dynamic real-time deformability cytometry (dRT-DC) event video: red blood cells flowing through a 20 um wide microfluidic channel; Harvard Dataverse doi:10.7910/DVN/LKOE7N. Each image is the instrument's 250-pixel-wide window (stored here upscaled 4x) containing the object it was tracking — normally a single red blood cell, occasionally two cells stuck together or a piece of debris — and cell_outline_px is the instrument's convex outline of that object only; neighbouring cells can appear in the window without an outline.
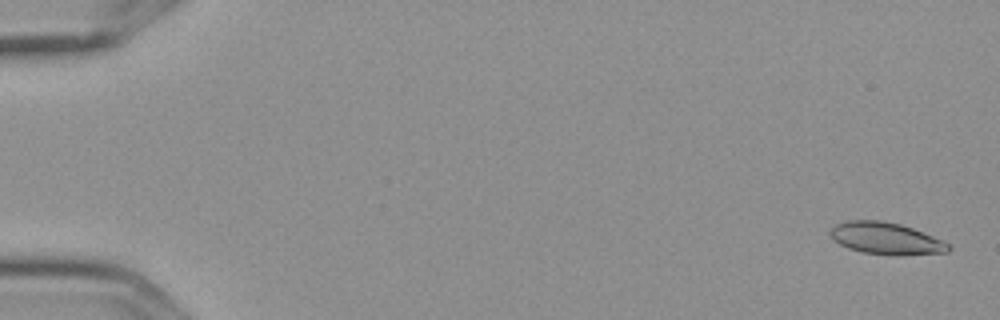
{"species": "Egyptian fruit bat (a non-hibernating species)", "species_latin": "Rousettus aegyptiacus", "temperature_condition": "cold", "stored_images_in_passage": 7, "camera_frame_rate_fps": 3000, "um_per_image_px": 0.085, "frame": {"image": 1, "passage_image": 1, "time_ms": 0.0, "image_size_px": [1000, 320], "cell_outline_px": [[952, 248], [948, 252], [904, 256], [896, 256], [864, 252], [848, 248], [832, 240], [832, 228], [836, 224], [844, 220], [880, 220], [900, 224], [912, 228], [944, 240]], "centroid_in_image_um": [75.35, 20.28], "position_along_channel_um": 9.7, "area_um2": 22.14}}
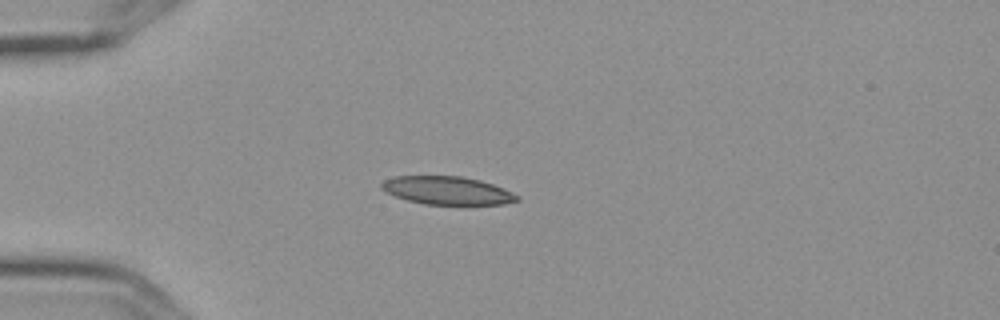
{"frame": {"image": 2, "passage_image": 5, "time_ms": 1.333, "image_size_px": [1000, 320], "cell_outline_px": [[520, 200], [504, 204], [424, 204], [408, 200], [396, 196], [380, 188], [380, 184], [384, 180], [392, 176], [460, 176], [480, 180], [504, 188], [520, 196]], "centroid_in_image_um": [38.03, 16.18], "position_along_channel_um": 47.0, "area_um2": 22.14}}
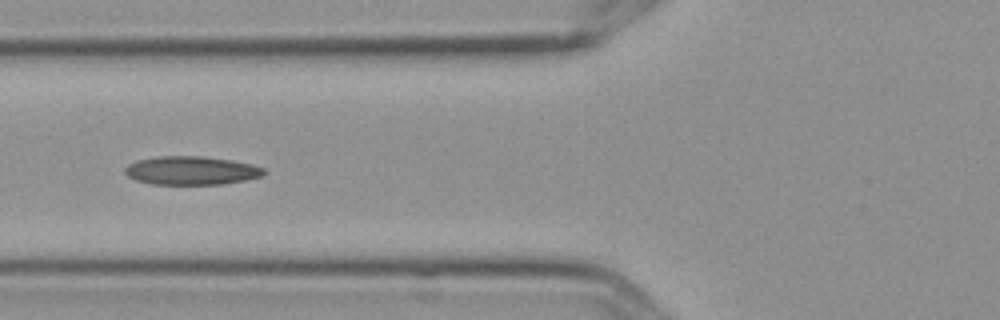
{"frame": {"image": 3, "passage_image": 7, "time_ms": 2.0, "image_size_px": [1000, 320], "cell_outline_px": [[264, 176], [224, 184], [152, 184], [136, 180], [128, 176], [124, 172], [124, 168], [128, 164], [136, 160], [156, 156], [204, 156], [232, 160], [252, 164], [264, 168]], "centroid_in_image_um": [16.25, 14.49], "position_along_channel_um": 109.6, "area_um2": 23.24}}